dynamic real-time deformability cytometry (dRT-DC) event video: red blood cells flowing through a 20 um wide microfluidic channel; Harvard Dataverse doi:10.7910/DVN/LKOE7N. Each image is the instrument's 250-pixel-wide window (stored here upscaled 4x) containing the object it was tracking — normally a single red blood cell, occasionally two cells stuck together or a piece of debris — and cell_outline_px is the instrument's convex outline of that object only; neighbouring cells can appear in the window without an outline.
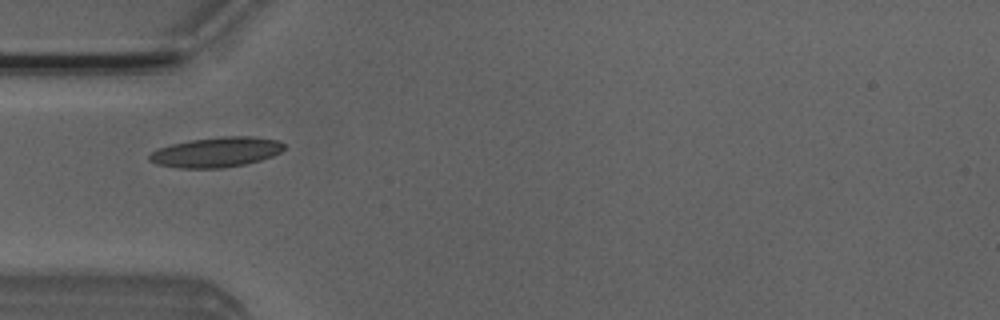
{"species": "Egyptian fruit bat (a non-hibernating species)", "species_latin": "Rousettus aegyptiacus", "temperature_condition": "room temperature", "stored_images_in_passage": 3, "camera_frame_rate_fps": 3000, "um_per_image_px": 0.085, "animal": {"sex": "male"}, "frame": {"image": 1, "passage_image": 2, "time_ms": 0.333, "image_size_px": [1000, 320], "cell_outline_px": [[284, 148], [280, 152], [272, 156], [260, 160], [244, 164], [224, 168], [180, 168], [156, 164], [148, 160], [148, 156], [156, 148], [188, 140], [224, 136], [252, 136], [280, 140], [284, 144]], "centroid_in_image_um": [18.37, 12.93], "position_along_channel_um": 66.6, "area_um2": 23.7}}